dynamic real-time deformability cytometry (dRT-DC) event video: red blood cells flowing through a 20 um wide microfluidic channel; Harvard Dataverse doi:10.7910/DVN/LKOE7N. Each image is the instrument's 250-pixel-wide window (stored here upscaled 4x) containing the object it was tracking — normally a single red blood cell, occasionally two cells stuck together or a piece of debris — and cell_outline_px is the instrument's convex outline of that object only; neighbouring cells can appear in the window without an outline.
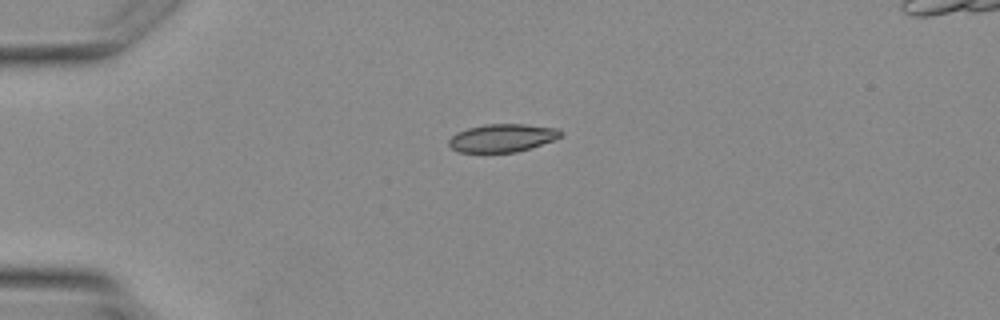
{"species": "Egyptian fruit bat (a non-hibernating species)", "species_latin": "Rousettus aegyptiacus", "temperature_condition": "warm", "stored_images_in_passage": 2, "camera_frame_rate_fps": 3000, "um_per_image_px": 0.085, "animal": {"sex": "female"}, "frame": {"image": 1, "passage_image": 1, "time_ms": 0.0, "image_size_px": [1000, 320], "cell_outline_px": [[564, 132], [560, 136], [552, 140], [516, 152], [460, 152], [452, 148], [448, 144], [448, 140], [456, 132], [468, 128], [484, 124], [524, 124], [556, 128]], "centroid_in_image_um": [42.65, 11.71], "position_along_channel_um": 42.3, "area_um2": 18.03}}